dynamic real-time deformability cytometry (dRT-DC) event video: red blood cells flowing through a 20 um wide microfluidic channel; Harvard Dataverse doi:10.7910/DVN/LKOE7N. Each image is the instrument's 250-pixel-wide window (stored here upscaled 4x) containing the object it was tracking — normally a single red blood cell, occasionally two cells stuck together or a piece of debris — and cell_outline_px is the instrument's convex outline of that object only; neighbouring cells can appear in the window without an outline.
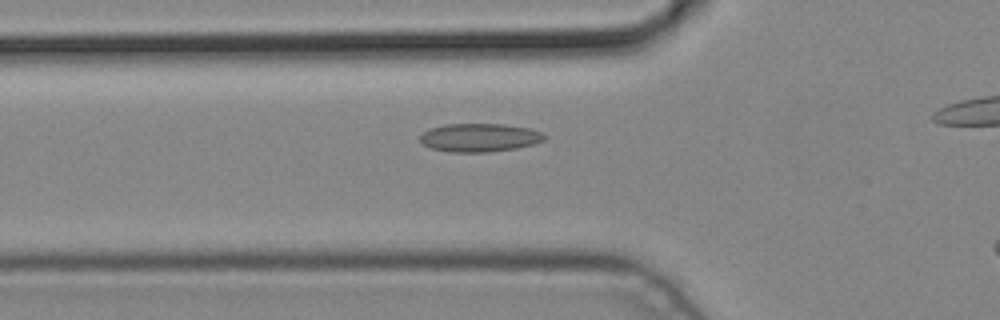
{"species": "common noctule bat (a hibernating species)", "species_latin": "Nyctalus noctula", "temperature_condition": "cold", "stored_images_in_passage": 4, "camera_frame_rate_fps": 3000, "um_per_image_px": 0.085, "animal": {"sex": "male", "body_mass_g": 19.2, "forearm_length_mm": 51.8}, "frame": {"image": 1, "passage_image": 4, "time_ms": 1.0, "image_size_px": [1000, 320], "cell_outline_px": [[544, 140], [536, 144], [516, 148], [492, 152], [448, 152], [428, 148], [420, 140], [420, 136], [428, 128], [444, 124], [504, 124], [528, 128], [544, 132]], "centroid_in_image_um": [40.75, 11.7], "position_along_channel_um": 85.1, "area_um2": 20.81}}